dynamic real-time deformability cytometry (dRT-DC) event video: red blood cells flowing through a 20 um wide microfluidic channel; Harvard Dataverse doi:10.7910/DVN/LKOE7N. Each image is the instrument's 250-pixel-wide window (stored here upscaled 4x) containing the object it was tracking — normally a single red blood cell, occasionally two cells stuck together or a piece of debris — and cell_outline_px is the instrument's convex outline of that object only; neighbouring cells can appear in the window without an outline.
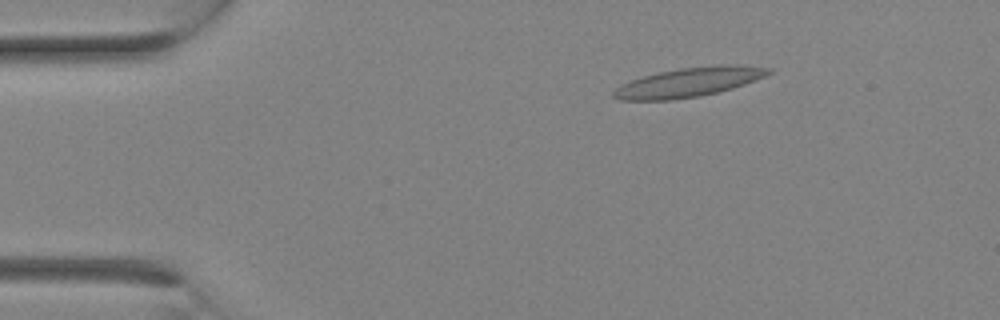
{"species": "Egyptian fruit bat (a non-hibernating species)", "species_latin": "Rousettus aegyptiacus", "temperature_condition": "room temperature", "stored_images_in_passage": 11, "camera_frame_rate_fps": 3000, "um_per_image_px": 0.085, "animal": {"sex": "female"}, "frame": {"image": 1, "passage_image": 4, "time_ms": 1.0, "image_size_px": [1000, 320], "cell_outline_px": [[772, 72], [764, 76], [744, 84], [732, 88], [700, 96], [672, 100], [620, 100], [612, 96], [612, 92], [620, 84], [644, 76], [660, 72], [680, 68], [720, 64], [740, 64], [772, 68]], "centroid_in_image_um": [58.55, 6.98], "position_along_channel_um": 26.4, "area_um2": 26.41}}
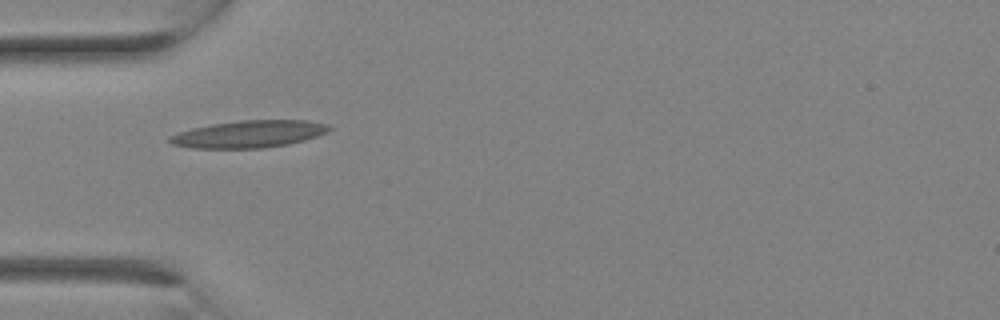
{"frame": {"image": 2, "passage_image": 8, "time_ms": 2.333, "image_size_px": [1000, 320], "cell_outline_px": [[332, 128], [328, 132], [304, 140], [288, 144], [264, 148], [192, 148], [172, 144], [168, 140], [168, 136], [192, 128], [212, 124], [240, 120], [308, 120], [328, 124]], "centroid_in_image_um": [21.18, 11.39], "position_along_channel_um": 63.8, "area_um2": 25.26}}
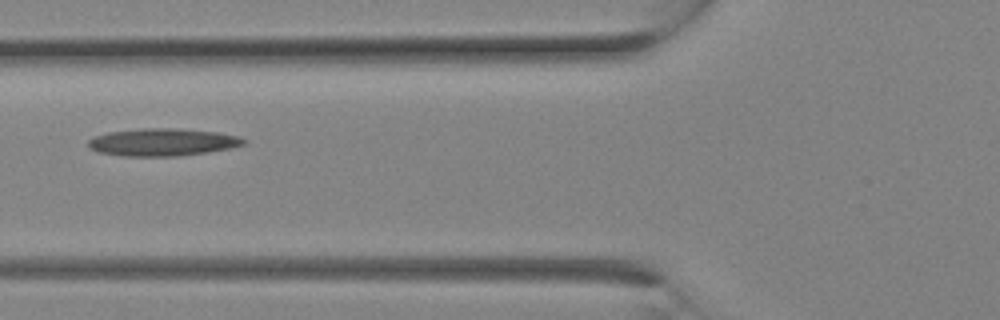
{"frame": {"image": 3, "passage_image": 10, "time_ms": 3.0, "image_size_px": [1000, 320], "cell_outline_px": [[248, 140], [244, 144], [228, 148], [208, 152], [180, 156], [124, 156], [100, 152], [88, 148], [88, 140], [96, 136], [108, 132], [144, 128], [176, 128], [220, 132], [236, 136]], "centroid_in_image_um": [13.82, 12.08], "position_along_channel_um": 112.0, "area_um2": 24.85}}